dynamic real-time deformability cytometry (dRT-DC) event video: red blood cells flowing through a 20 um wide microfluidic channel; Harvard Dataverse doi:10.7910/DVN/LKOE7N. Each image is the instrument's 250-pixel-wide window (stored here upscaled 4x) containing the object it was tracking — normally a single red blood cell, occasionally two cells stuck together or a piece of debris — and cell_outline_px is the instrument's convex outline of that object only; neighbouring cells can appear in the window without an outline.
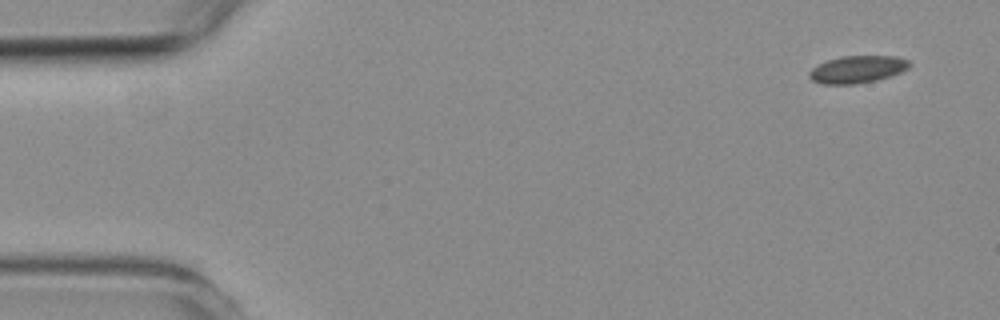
{"species": "common noctule bat (a hibernating species)", "species_latin": "Nyctalus noctula", "temperature_condition": "room temperature", "stored_images_in_passage": 7, "camera_frame_rate_fps": 3000, "um_per_image_px": 0.085, "animal": {"sex": "female", "body_mass_g": 19.3, "forearm_length_mm": 54.1}, "frame": {"image": 1, "passage_image": 1, "time_ms": 0.0, "image_size_px": [1000, 320], "cell_outline_px": [[912, 64], [908, 68], [900, 72], [876, 80], [852, 84], [824, 84], [812, 80], [808, 76], [808, 72], [812, 68], [828, 60], [840, 56], [896, 56], [908, 60]], "centroid_in_image_um": [72.87, 5.89], "position_along_channel_um": 12.1, "area_um2": 15.78}}
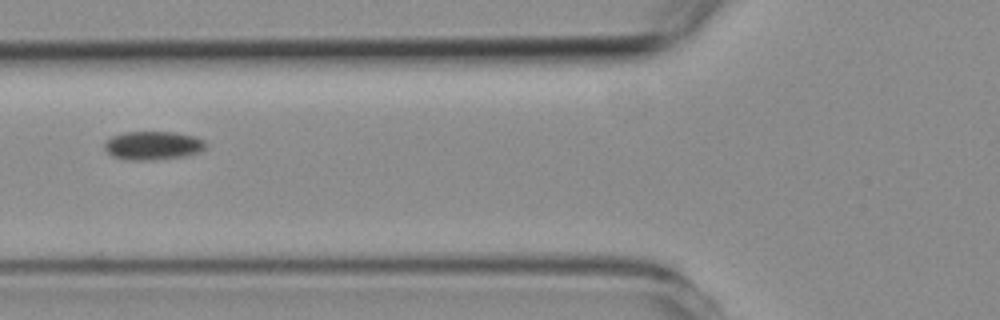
{"frame": {"image": 2, "passage_image": 6, "time_ms": 5.667, "image_size_px": [1000, 320], "cell_outline_px": [[204, 148], [200, 152], [184, 156], [152, 160], [124, 160], [112, 156], [104, 148], [104, 144], [112, 136], [124, 132], [176, 132], [196, 136], [204, 140]], "centroid_in_image_um": [12.99, 12.37], "position_along_channel_um": 112.8, "area_um2": 16.88}}
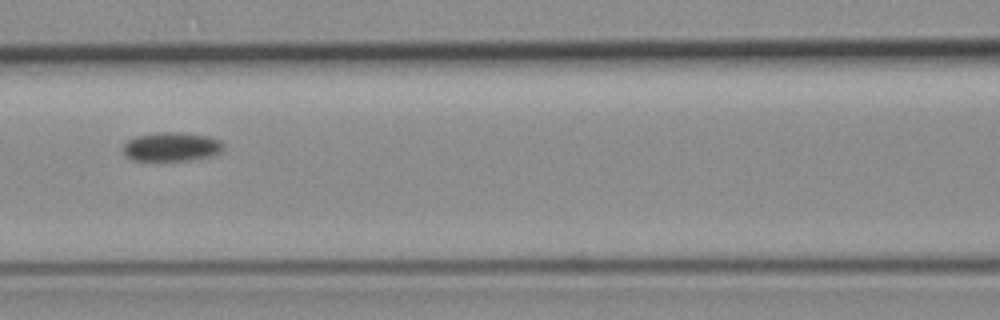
{"frame": {"image": 3, "passage_image": 7, "time_ms": 6.667, "image_size_px": [1000, 320], "cell_outline_px": [[224, 148], [220, 152], [208, 156], [188, 160], [132, 160], [124, 152], [124, 144], [128, 140], [136, 136], [156, 132], [184, 132], [208, 136], [220, 140], [224, 144]], "centroid_in_image_um": [14.6, 12.45], "position_along_channel_um": 152.0, "area_um2": 16.82}}